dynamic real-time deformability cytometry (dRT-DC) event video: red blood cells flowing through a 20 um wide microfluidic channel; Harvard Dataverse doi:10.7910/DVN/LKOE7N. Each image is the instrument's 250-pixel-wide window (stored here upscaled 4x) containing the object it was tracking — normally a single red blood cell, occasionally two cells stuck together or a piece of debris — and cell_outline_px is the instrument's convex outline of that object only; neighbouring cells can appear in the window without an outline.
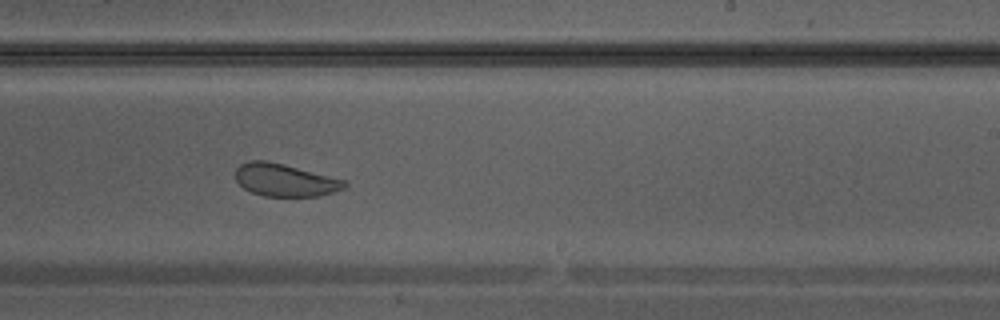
{"species": "Egyptian fruit bat (a non-hibernating species)", "species_latin": "Rousettus aegyptiacus", "temperature_condition": "warm", "stored_images_in_passage": 27, "camera_frame_rate_fps": 3000, "um_per_image_px": 0.085, "animal": {"sex": "male"}, "frame": {"image": 1, "passage_image": 16, "time_ms": 5.0, "image_size_px": [1000, 320], "cell_outline_px": [[348, 184], [344, 188], [320, 196], [264, 196], [252, 192], [244, 188], [236, 180], [236, 168], [240, 164], [248, 160], [264, 160], [284, 164], [348, 180]], "centroid_in_image_um": [24.24, 15.29], "position_along_channel_um": 264.8, "area_um2": 20.81}}